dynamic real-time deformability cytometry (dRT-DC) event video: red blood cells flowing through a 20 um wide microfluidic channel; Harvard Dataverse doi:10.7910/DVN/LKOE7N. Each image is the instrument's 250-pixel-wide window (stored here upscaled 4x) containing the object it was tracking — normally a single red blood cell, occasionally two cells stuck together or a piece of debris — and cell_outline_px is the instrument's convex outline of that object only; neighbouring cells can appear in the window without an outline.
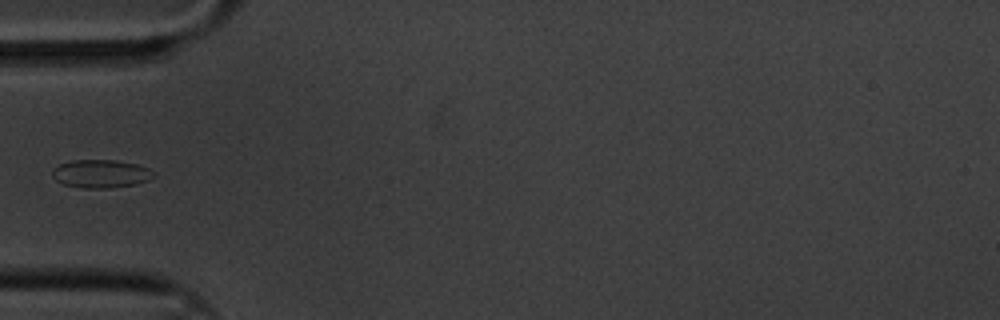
{"species": "common noctule bat (a hibernating species)", "species_latin": "Nyctalus noctula", "temperature_condition": "cold", "stored_images_in_passage": 42, "camera_frame_rate_fps": 3000, "um_per_image_px": 0.085, "animal": {"sex": "male", "body_mass_g": 20.1, "forearm_length_mm": 53.5}, "frame": {"image": 1, "passage_image": 1, "time_ms": 0.0, "image_size_px": [1000, 320], "cell_outline_px": [[156, 176], [148, 180], [136, 184], [108, 188], [80, 188], [64, 184], [56, 180], [52, 176], [52, 168], [60, 164], [72, 160], [116, 160], [136, 164], [148, 168], [156, 172]], "centroid_in_image_um": [8.58, 14.77], "position_along_channel_um": 76.4, "area_um2": 16.76}}
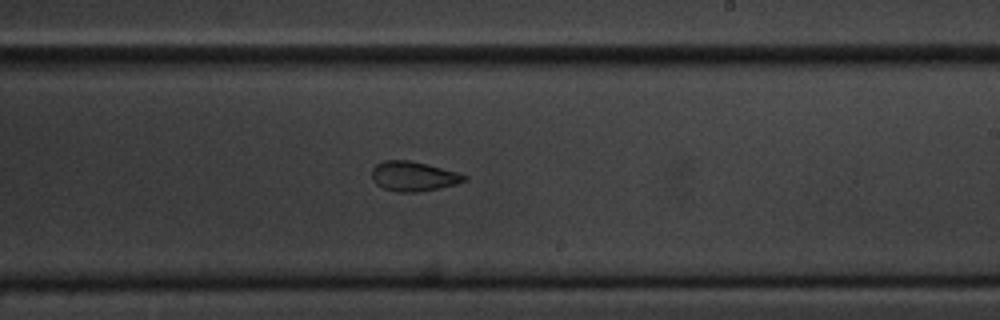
{"frame": {"image": 2, "passage_image": 17, "time_ms": 5.333, "image_size_px": [1000, 320], "cell_outline_px": [[468, 180], [456, 184], [420, 192], [396, 192], [384, 188], [376, 184], [372, 180], [372, 168], [376, 164], [384, 160], [408, 160], [456, 172], [468, 176]], "centroid_in_image_um": [35.12, 14.99], "position_along_channel_um": 253.9, "area_um2": 15.9}}
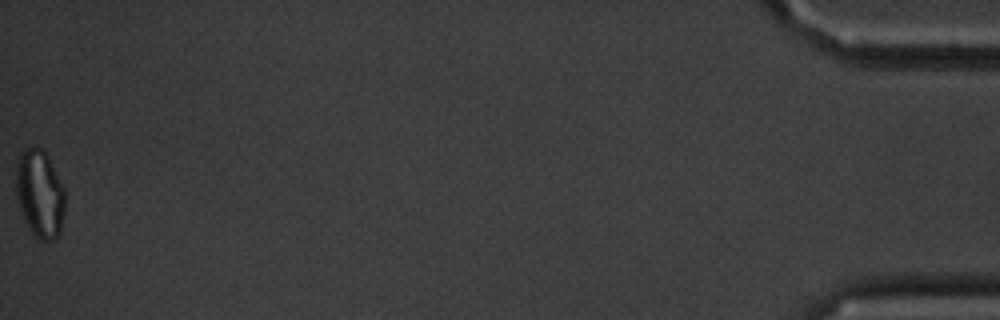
{"frame": {"image": 3, "passage_image": 42, "time_ms": 13.667, "image_size_px": [1000, 320], "cell_outline_px": [[64, 212], [60, 232], [52, 240], [36, 240], [28, 228], [24, 220], [16, 196], [16, 168], [20, 156], [28, 148], [40, 148], [48, 156], [64, 188]], "centroid_in_image_um": [3.38, 16.52], "position_along_channel_um": 431.8, "area_um2": 24.85}}